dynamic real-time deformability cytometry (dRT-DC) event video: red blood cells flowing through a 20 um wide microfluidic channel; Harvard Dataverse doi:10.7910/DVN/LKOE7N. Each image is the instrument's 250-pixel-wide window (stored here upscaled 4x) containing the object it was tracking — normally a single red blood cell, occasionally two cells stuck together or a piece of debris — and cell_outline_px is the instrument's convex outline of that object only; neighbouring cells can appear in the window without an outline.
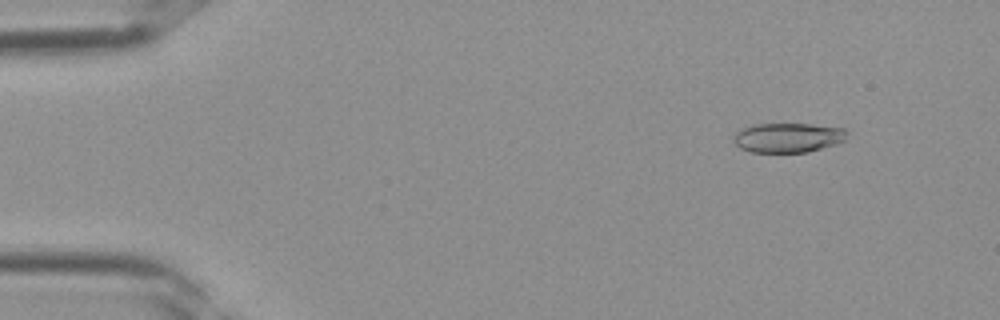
{"species": "Egyptian fruit bat (a non-hibernating species)", "species_latin": "Rousettus aegyptiacus", "temperature_condition": "room temperature", "stored_images_in_passage": 37, "camera_frame_rate_fps": 3000, "um_per_image_px": 0.085, "frame": {"image": 1, "passage_image": 4, "time_ms": 1.0, "image_size_px": [1000, 320], "cell_outline_px": [[848, 132], [844, 140], [836, 144], [808, 152], [752, 152], [740, 148], [732, 140], [732, 136], [736, 132], [752, 124], [812, 124], [844, 128]], "centroid_in_image_um": [66.97, 11.69], "position_along_channel_um": 18.0, "area_um2": 19.59}}
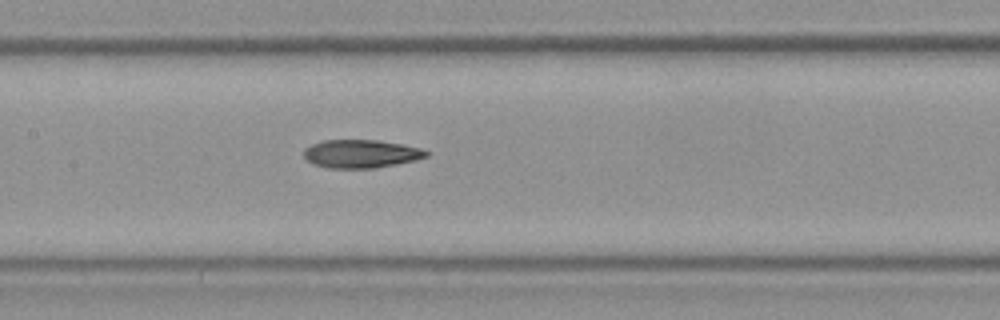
{"frame": {"image": 2, "passage_image": 18, "time_ms": 5.667, "image_size_px": [1000, 320], "cell_outline_px": [[428, 156], [416, 160], [376, 168], [328, 168], [312, 164], [304, 156], [304, 148], [312, 144], [324, 140], [376, 140], [400, 144], [420, 148], [428, 152]], "centroid_in_image_um": [30.66, 13.08], "position_along_channel_um": 176.7, "area_um2": 20.06}}
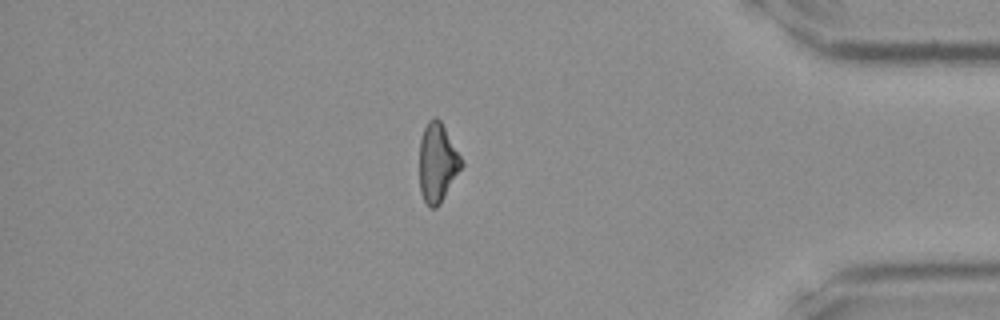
{"frame": {"image": 3, "passage_image": 32, "time_ms": 10.333, "image_size_px": [1000, 320], "cell_outline_px": [[464, 164], [440, 204], [436, 208], [428, 208], [420, 192], [420, 136], [428, 120], [432, 116], [436, 116], [440, 120], [460, 156]], "centroid_in_image_um": [37.17, 13.84], "position_along_channel_um": 398.0, "area_um2": 19.31}}